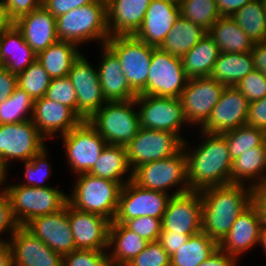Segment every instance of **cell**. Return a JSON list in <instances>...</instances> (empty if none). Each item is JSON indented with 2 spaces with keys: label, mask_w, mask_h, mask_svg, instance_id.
Instances as JSON below:
<instances>
[{
  "label": "cell",
  "mask_w": 266,
  "mask_h": 266,
  "mask_svg": "<svg viewBox=\"0 0 266 266\" xmlns=\"http://www.w3.org/2000/svg\"><path fill=\"white\" fill-rule=\"evenodd\" d=\"M135 98L128 101L106 102L88 122L109 145L127 146L140 129Z\"/></svg>",
  "instance_id": "5"
},
{
  "label": "cell",
  "mask_w": 266,
  "mask_h": 266,
  "mask_svg": "<svg viewBox=\"0 0 266 266\" xmlns=\"http://www.w3.org/2000/svg\"><path fill=\"white\" fill-rule=\"evenodd\" d=\"M8 170L9 169H7L0 160V186H2V183L6 181V173L8 172Z\"/></svg>",
  "instance_id": "61"
},
{
  "label": "cell",
  "mask_w": 266,
  "mask_h": 266,
  "mask_svg": "<svg viewBox=\"0 0 266 266\" xmlns=\"http://www.w3.org/2000/svg\"><path fill=\"white\" fill-rule=\"evenodd\" d=\"M180 16L208 31L221 17L216 0H182L179 4Z\"/></svg>",
  "instance_id": "41"
},
{
  "label": "cell",
  "mask_w": 266,
  "mask_h": 266,
  "mask_svg": "<svg viewBox=\"0 0 266 266\" xmlns=\"http://www.w3.org/2000/svg\"><path fill=\"white\" fill-rule=\"evenodd\" d=\"M230 17L253 43L266 41V13L263 0H252Z\"/></svg>",
  "instance_id": "38"
},
{
  "label": "cell",
  "mask_w": 266,
  "mask_h": 266,
  "mask_svg": "<svg viewBox=\"0 0 266 266\" xmlns=\"http://www.w3.org/2000/svg\"><path fill=\"white\" fill-rule=\"evenodd\" d=\"M151 0H109L107 26L110 36L134 35L141 27Z\"/></svg>",
  "instance_id": "27"
},
{
  "label": "cell",
  "mask_w": 266,
  "mask_h": 266,
  "mask_svg": "<svg viewBox=\"0 0 266 266\" xmlns=\"http://www.w3.org/2000/svg\"><path fill=\"white\" fill-rule=\"evenodd\" d=\"M65 147L66 158L72 173H88L101 152L106 147L107 142L101 134L88 122L83 120L70 132L62 135Z\"/></svg>",
  "instance_id": "11"
},
{
  "label": "cell",
  "mask_w": 266,
  "mask_h": 266,
  "mask_svg": "<svg viewBox=\"0 0 266 266\" xmlns=\"http://www.w3.org/2000/svg\"><path fill=\"white\" fill-rule=\"evenodd\" d=\"M77 177L72 193L67 195L68 203L78 210L101 215L113 222L122 185L89 173Z\"/></svg>",
  "instance_id": "4"
},
{
  "label": "cell",
  "mask_w": 266,
  "mask_h": 266,
  "mask_svg": "<svg viewBox=\"0 0 266 266\" xmlns=\"http://www.w3.org/2000/svg\"><path fill=\"white\" fill-rule=\"evenodd\" d=\"M93 0H42L43 7L55 18L74 8L91 3Z\"/></svg>",
  "instance_id": "52"
},
{
  "label": "cell",
  "mask_w": 266,
  "mask_h": 266,
  "mask_svg": "<svg viewBox=\"0 0 266 266\" xmlns=\"http://www.w3.org/2000/svg\"><path fill=\"white\" fill-rule=\"evenodd\" d=\"M259 245L263 247L266 255V230L261 229Z\"/></svg>",
  "instance_id": "62"
},
{
  "label": "cell",
  "mask_w": 266,
  "mask_h": 266,
  "mask_svg": "<svg viewBox=\"0 0 266 266\" xmlns=\"http://www.w3.org/2000/svg\"><path fill=\"white\" fill-rule=\"evenodd\" d=\"M252 0H216L220 16H231Z\"/></svg>",
  "instance_id": "58"
},
{
  "label": "cell",
  "mask_w": 266,
  "mask_h": 266,
  "mask_svg": "<svg viewBox=\"0 0 266 266\" xmlns=\"http://www.w3.org/2000/svg\"><path fill=\"white\" fill-rule=\"evenodd\" d=\"M185 152L182 148L169 158L137 167L132 172V181L139 187L164 193H168L170 188L180 185L175 192L173 191L172 196L190 191Z\"/></svg>",
  "instance_id": "7"
},
{
  "label": "cell",
  "mask_w": 266,
  "mask_h": 266,
  "mask_svg": "<svg viewBox=\"0 0 266 266\" xmlns=\"http://www.w3.org/2000/svg\"><path fill=\"white\" fill-rule=\"evenodd\" d=\"M168 1L173 2V3L177 4V5H179L182 0H168Z\"/></svg>",
  "instance_id": "63"
},
{
  "label": "cell",
  "mask_w": 266,
  "mask_h": 266,
  "mask_svg": "<svg viewBox=\"0 0 266 266\" xmlns=\"http://www.w3.org/2000/svg\"><path fill=\"white\" fill-rule=\"evenodd\" d=\"M249 101L236 86L225 87L208 120L200 127L206 133H224L246 124Z\"/></svg>",
  "instance_id": "18"
},
{
  "label": "cell",
  "mask_w": 266,
  "mask_h": 266,
  "mask_svg": "<svg viewBox=\"0 0 266 266\" xmlns=\"http://www.w3.org/2000/svg\"><path fill=\"white\" fill-rule=\"evenodd\" d=\"M91 64L81 53L73 62L68 73L76 92L77 114L86 121L106 103L102 94L97 67H92Z\"/></svg>",
  "instance_id": "16"
},
{
  "label": "cell",
  "mask_w": 266,
  "mask_h": 266,
  "mask_svg": "<svg viewBox=\"0 0 266 266\" xmlns=\"http://www.w3.org/2000/svg\"><path fill=\"white\" fill-rule=\"evenodd\" d=\"M7 241L13 266H62L63 256L50 249L25 226H19Z\"/></svg>",
  "instance_id": "20"
},
{
  "label": "cell",
  "mask_w": 266,
  "mask_h": 266,
  "mask_svg": "<svg viewBox=\"0 0 266 266\" xmlns=\"http://www.w3.org/2000/svg\"><path fill=\"white\" fill-rule=\"evenodd\" d=\"M5 242H8V241H6V239L4 240H2L1 238H0V247L5 243Z\"/></svg>",
  "instance_id": "64"
},
{
  "label": "cell",
  "mask_w": 266,
  "mask_h": 266,
  "mask_svg": "<svg viewBox=\"0 0 266 266\" xmlns=\"http://www.w3.org/2000/svg\"><path fill=\"white\" fill-rule=\"evenodd\" d=\"M78 45L70 41H58L37 54L36 60L53 78L68 76L73 62L81 55Z\"/></svg>",
  "instance_id": "36"
},
{
  "label": "cell",
  "mask_w": 266,
  "mask_h": 266,
  "mask_svg": "<svg viewBox=\"0 0 266 266\" xmlns=\"http://www.w3.org/2000/svg\"><path fill=\"white\" fill-rule=\"evenodd\" d=\"M37 54L13 24L0 36V66L18 75L36 60Z\"/></svg>",
  "instance_id": "28"
},
{
  "label": "cell",
  "mask_w": 266,
  "mask_h": 266,
  "mask_svg": "<svg viewBox=\"0 0 266 266\" xmlns=\"http://www.w3.org/2000/svg\"><path fill=\"white\" fill-rule=\"evenodd\" d=\"M130 170L126 147L107 144L88 173L96 177L119 182L124 186L128 181L132 180V172H129ZM127 172L129 177L125 181L123 178Z\"/></svg>",
  "instance_id": "33"
},
{
  "label": "cell",
  "mask_w": 266,
  "mask_h": 266,
  "mask_svg": "<svg viewBox=\"0 0 266 266\" xmlns=\"http://www.w3.org/2000/svg\"><path fill=\"white\" fill-rule=\"evenodd\" d=\"M201 132L204 140L197 148L190 150L187 142H183V149L188 151L185 155L190 190L230 184L232 159L225 137L220 133Z\"/></svg>",
  "instance_id": "1"
},
{
  "label": "cell",
  "mask_w": 266,
  "mask_h": 266,
  "mask_svg": "<svg viewBox=\"0 0 266 266\" xmlns=\"http://www.w3.org/2000/svg\"><path fill=\"white\" fill-rule=\"evenodd\" d=\"M59 41L80 43L98 40L105 45L110 38L107 26V2L93 0L56 17Z\"/></svg>",
  "instance_id": "3"
},
{
  "label": "cell",
  "mask_w": 266,
  "mask_h": 266,
  "mask_svg": "<svg viewBox=\"0 0 266 266\" xmlns=\"http://www.w3.org/2000/svg\"><path fill=\"white\" fill-rule=\"evenodd\" d=\"M25 42L38 54L59 41L56 18L43 5L14 21Z\"/></svg>",
  "instance_id": "25"
},
{
  "label": "cell",
  "mask_w": 266,
  "mask_h": 266,
  "mask_svg": "<svg viewBox=\"0 0 266 266\" xmlns=\"http://www.w3.org/2000/svg\"><path fill=\"white\" fill-rule=\"evenodd\" d=\"M69 223L76 249L107 250L111 221L69 204Z\"/></svg>",
  "instance_id": "22"
},
{
  "label": "cell",
  "mask_w": 266,
  "mask_h": 266,
  "mask_svg": "<svg viewBox=\"0 0 266 266\" xmlns=\"http://www.w3.org/2000/svg\"><path fill=\"white\" fill-rule=\"evenodd\" d=\"M266 142L258 147L246 150L232 161L230 184H245L250 187L266 181ZM264 174V175H263ZM251 179V180H250ZM244 180V182H243Z\"/></svg>",
  "instance_id": "30"
},
{
  "label": "cell",
  "mask_w": 266,
  "mask_h": 266,
  "mask_svg": "<svg viewBox=\"0 0 266 266\" xmlns=\"http://www.w3.org/2000/svg\"><path fill=\"white\" fill-rule=\"evenodd\" d=\"M201 222V193L190 190L170 198L162 218V231L193 236L202 231Z\"/></svg>",
  "instance_id": "17"
},
{
  "label": "cell",
  "mask_w": 266,
  "mask_h": 266,
  "mask_svg": "<svg viewBox=\"0 0 266 266\" xmlns=\"http://www.w3.org/2000/svg\"><path fill=\"white\" fill-rule=\"evenodd\" d=\"M183 142L175 133L140 127L135 138L126 146L131 172L143 164L173 156L183 148Z\"/></svg>",
  "instance_id": "9"
},
{
  "label": "cell",
  "mask_w": 266,
  "mask_h": 266,
  "mask_svg": "<svg viewBox=\"0 0 266 266\" xmlns=\"http://www.w3.org/2000/svg\"><path fill=\"white\" fill-rule=\"evenodd\" d=\"M260 233L259 213L255 205L251 203L237 217V220L231 226V230L219 244V248L239 260L238 256L252 249L256 246L255 244H259Z\"/></svg>",
  "instance_id": "24"
},
{
  "label": "cell",
  "mask_w": 266,
  "mask_h": 266,
  "mask_svg": "<svg viewBox=\"0 0 266 266\" xmlns=\"http://www.w3.org/2000/svg\"><path fill=\"white\" fill-rule=\"evenodd\" d=\"M101 61L98 68L99 82L106 102L128 101L138 94L130 87L116 55L102 45Z\"/></svg>",
  "instance_id": "26"
},
{
  "label": "cell",
  "mask_w": 266,
  "mask_h": 266,
  "mask_svg": "<svg viewBox=\"0 0 266 266\" xmlns=\"http://www.w3.org/2000/svg\"><path fill=\"white\" fill-rule=\"evenodd\" d=\"M62 266H113L104 250L76 249L63 255Z\"/></svg>",
  "instance_id": "44"
},
{
  "label": "cell",
  "mask_w": 266,
  "mask_h": 266,
  "mask_svg": "<svg viewBox=\"0 0 266 266\" xmlns=\"http://www.w3.org/2000/svg\"><path fill=\"white\" fill-rule=\"evenodd\" d=\"M221 134L226 139L232 161L246 150L261 146L266 142V132L264 130L247 124Z\"/></svg>",
  "instance_id": "39"
},
{
  "label": "cell",
  "mask_w": 266,
  "mask_h": 266,
  "mask_svg": "<svg viewBox=\"0 0 266 266\" xmlns=\"http://www.w3.org/2000/svg\"><path fill=\"white\" fill-rule=\"evenodd\" d=\"M149 243L123 223L111 222L109 228L108 251L113 266H126ZM114 247V248H113Z\"/></svg>",
  "instance_id": "29"
},
{
  "label": "cell",
  "mask_w": 266,
  "mask_h": 266,
  "mask_svg": "<svg viewBox=\"0 0 266 266\" xmlns=\"http://www.w3.org/2000/svg\"><path fill=\"white\" fill-rule=\"evenodd\" d=\"M17 86V75L0 66V104L13 94Z\"/></svg>",
  "instance_id": "55"
},
{
  "label": "cell",
  "mask_w": 266,
  "mask_h": 266,
  "mask_svg": "<svg viewBox=\"0 0 266 266\" xmlns=\"http://www.w3.org/2000/svg\"><path fill=\"white\" fill-rule=\"evenodd\" d=\"M246 186L228 184L200 191L202 232L218 245L227 236L237 217L252 203V188Z\"/></svg>",
  "instance_id": "2"
},
{
  "label": "cell",
  "mask_w": 266,
  "mask_h": 266,
  "mask_svg": "<svg viewBox=\"0 0 266 266\" xmlns=\"http://www.w3.org/2000/svg\"><path fill=\"white\" fill-rule=\"evenodd\" d=\"M51 79L43 66L35 60L17 75V84L36 100L46 95Z\"/></svg>",
  "instance_id": "42"
},
{
  "label": "cell",
  "mask_w": 266,
  "mask_h": 266,
  "mask_svg": "<svg viewBox=\"0 0 266 266\" xmlns=\"http://www.w3.org/2000/svg\"><path fill=\"white\" fill-rule=\"evenodd\" d=\"M219 245L206 233L190 236L185 244L170 256V266H197L205 261Z\"/></svg>",
  "instance_id": "37"
},
{
  "label": "cell",
  "mask_w": 266,
  "mask_h": 266,
  "mask_svg": "<svg viewBox=\"0 0 266 266\" xmlns=\"http://www.w3.org/2000/svg\"><path fill=\"white\" fill-rule=\"evenodd\" d=\"M254 69L251 51L220 53L210 77L225 87H232Z\"/></svg>",
  "instance_id": "35"
},
{
  "label": "cell",
  "mask_w": 266,
  "mask_h": 266,
  "mask_svg": "<svg viewBox=\"0 0 266 266\" xmlns=\"http://www.w3.org/2000/svg\"><path fill=\"white\" fill-rule=\"evenodd\" d=\"M188 78L181 59L160 48L153 50L146 87L139 93L160 97L179 98Z\"/></svg>",
  "instance_id": "10"
},
{
  "label": "cell",
  "mask_w": 266,
  "mask_h": 266,
  "mask_svg": "<svg viewBox=\"0 0 266 266\" xmlns=\"http://www.w3.org/2000/svg\"><path fill=\"white\" fill-rule=\"evenodd\" d=\"M47 149L44 147L38 154H36L30 161L24 162L25 164V183L22 182L20 185L30 187H49V185L42 183L51 175L52 167L47 161Z\"/></svg>",
  "instance_id": "43"
},
{
  "label": "cell",
  "mask_w": 266,
  "mask_h": 266,
  "mask_svg": "<svg viewBox=\"0 0 266 266\" xmlns=\"http://www.w3.org/2000/svg\"><path fill=\"white\" fill-rule=\"evenodd\" d=\"M8 12L10 19L14 22L23 15L42 6V0H1Z\"/></svg>",
  "instance_id": "50"
},
{
  "label": "cell",
  "mask_w": 266,
  "mask_h": 266,
  "mask_svg": "<svg viewBox=\"0 0 266 266\" xmlns=\"http://www.w3.org/2000/svg\"><path fill=\"white\" fill-rule=\"evenodd\" d=\"M45 97L68 106L77 113L76 92L68 76L51 79Z\"/></svg>",
  "instance_id": "45"
},
{
  "label": "cell",
  "mask_w": 266,
  "mask_h": 266,
  "mask_svg": "<svg viewBox=\"0 0 266 266\" xmlns=\"http://www.w3.org/2000/svg\"><path fill=\"white\" fill-rule=\"evenodd\" d=\"M45 140L32 120L0 124V160L7 169L12 160L28 162L46 147Z\"/></svg>",
  "instance_id": "12"
},
{
  "label": "cell",
  "mask_w": 266,
  "mask_h": 266,
  "mask_svg": "<svg viewBox=\"0 0 266 266\" xmlns=\"http://www.w3.org/2000/svg\"><path fill=\"white\" fill-rule=\"evenodd\" d=\"M123 224L149 242L158 241L162 231V219L152 216L132 218L126 220Z\"/></svg>",
  "instance_id": "47"
},
{
  "label": "cell",
  "mask_w": 266,
  "mask_h": 266,
  "mask_svg": "<svg viewBox=\"0 0 266 266\" xmlns=\"http://www.w3.org/2000/svg\"><path fill=\"white\" fill-rule=\"evenodd\" d=\"M138 107L140 127L163 130L177 134L181 139V126L188 122L179 98L138 94L135 98Z\"/></svg>",
  "instance_id": "13"
},
{
  "label": "cell",
  "mask_w": 266,
  "mask_h": 266,
  "mask_svg": "<svg viewBox=\"0 0 266 266\" xmlns=\"http://www.w3.org/2000/svg\"><path fill=\"white\" fill-rule=\"evenodd\" d=\"M119 59L130 87L139 94L147 85L154 47L134 35L110 36L105 44Z\"/></svg>",
  "instance_id": "8"
},
{
  "label": "cell",
  "mask_w": 266,
  "mask_h": 266,
  "mask_svg": "<svg viewBox=\"0 0 266 266\" xmlns=\"http://www.w3.org/2000/svg\"><path fill=\"white\" fill-rule=\"evenodd\" d=\"M264 5H265V13H266V0H263Z\"/></svg>",
  "instance_id": "65"
},
{
  "label": "cell",
  "mask_w": 266,
  "mask_h": 266,
  "mask_svg": "<svg viewBox=\"0 0 266 266\" xmlns=\"http://www.w3.org/2000/svg\"><path fill=\"white\" fill-rule=\"evenodd\" d=\"M0 191V235L4 232L9 231V236H12L13 233L19 227V224L16 222L11 206V200L8 194L6 193V187L1 188Z\"/></svg>",
  "instance_id": "49"
},
{
  "label": "cell",
  "mask_w": 266,
  "mask_h": 266,
  "mask_svg": "<svg viewBox=\"0 0 266 266\" xmlns=\"http://www.w3.org/2000/svg\"><path fill=\"white\" fill-rule=\"evenodd\" d=\"M246 124L266 132V96L249 103Z\"/></svg>",
  "instance_id": "51"
},
{
  "label": "cell",
  "mask_w": 266,
  "mask_h": 266,
  "mask_svg": "<svg viewBox=\"0 0 266 266\" xmlns=\"http://www.w3.org/2000/svg\"><path fill=\"white\" fill-rule=\"evenodd\" d=\"M33 107L34 100L31 96L17 86L13 94L0 104V124H13L31 120Z\"/></svg>",
  "instance_id": "40"
},
{
  "label": "cell",
  "mask_w": 266,
  "mask_h": 266,
  "mask_svg": "<svg viewBox=\"0 0 266 266\" xmlns=\"http://www.w3.org/2000/svg\"><path fill=\"white\" fill-rule=\"evenodd\" d=\"M206 34L207 31L203 27L179 16L166 35L160 49L181 58Z\"/></svg>",
  "instance_id": "34"
},
{
  "label": "cell",
  "mask_w": 266,
  "mask_h": 266,
  "mask_svg": "<svg viewBox=\"0 0 266 266\" xmlns=\"http://www.w3.org/2000/svg\"><path fill=\"white\" fill-rule=\"evenodd\" d=\"M13 24L14 22L10 19L3 2L0 0V36Z\"/></svg>",
  "instance_id": "59"
},
{
  "label": "cell",
  "mask_w": 266,
  "mask_h": 266,
  "mask_svg": "<svg viewBox=\"0 0 266 266\" xmlns=\"http://www.w3.org/2000/svg\"><path fill=\"white\" fill-rule=\"evenodd\" d=\"M220 50L208 33L184 56L181 62L188 79L210 77Z\"/></svg>",
  "instance_id": "32"
},
{
  "label": "cell",
  "mask_w": 266,
  "mask_h": 266,
  "mask_svg": "<svg viewBox=\"0 0 266 266\" xmlns=\"http://www.w3.org/2000/svg\"><path fill=\"white\" fill-rule=\"evenodd\" d=\"M31 120L45 139L54 138L57 132L65 135L83 121L72 108L45 96L34 100Z\"/></svg>",
  "instance_id": "21"
},
{
  "label": "cell",
  "mask_w": 266,
  "mask_h": 266,
  "mask_svg": "<svg viewBox=\"0 0 266 266\" xmlns=\"http://www.w3.org/2000/svg\"><path fill=\"white\" fill-rule=\"evenodd\" d=\"M236 87L249 102L262 99L266 96V76L254 69Z\"/></svg>",
  "instance_id": "48"
},
{
  "label": "cell",
  "mask_w": 266,
  "mask_h": 266,
  "mask_svg": "<svg viewBox=\"0 0 266 266\" xmlns=\"http://www.w3.org/2000/svg\"><path fill=\"white\" fill-rule=\"evenodd\" d=\"M25 227L62 256L76 250L69 223L68 202L59 212L35 217Z\"/></svg>",
  "instance_id": "19"
},
{
  "label": "cell",
  "mask_w": 266,
  "mask_h": 266,
  "mask_svg": "<svg viewBox=\"0 0 266 266\" xmlns=\"http://www.w3.org/2000/svg\"><path fill=\"white\" fill-rule=\"evenodd\" d=\"M13 216L19 226H25L33 218L50 215L62 210L68 202L67 195L54 187L6 186Z\"/></svg>",
  "instance_id": "6"
},
{
  "label": "cell",
  "mask_w": 266,
  "mask_h": 266,
  "mask_svg": "<svg viewBox=\"0 0 266 266\" xmlns=\"http://www.w3.org/2000/svg\"><path fill=\"white\" fill-rule=\"evenodd\" d=\"M170 255L158 241L147 246L126 266H170Z\"/></svg>",
  "instance_id": "46"
},
{
  "label": "cell",
  "mask_w": 266,
  "mask_h": 266,
  "mask_svg": "<svg viewBox=\"0 0 266 266\" xmlns=\"http://www.w3.org/2000/svg\"><path fill=\"white\" fill-rule=\"evenodd\" d=\"M225 86L211 77L188 79L179 99L188 124L202 126L209 118Z\"/></svg>",
  "instance_id": "15"
},
{
  "label": "cell",
  "mask_w": 266,
  "mask_h": 266,
  "mask_svg": "<svg viewBox=\"0 0 266 266\" xmlns=\"http://www.w3.org/2000/svg\"><path fill=\"white\" fill-rule=\"evenodd\" d=\"M251 54L255 70L266 76V41L254 43Z\"/></svg>",
  "instance_id": "57"
},
{
  "label": "cell",
  "mask_w": 266,
  "mask_h": 266,
  "mask_svg": "<svg viewBox=\"0 0 266 266\" xmlns=\"http://www.w3.org/2000/svg\"><path fill=\"white\" fill-rule=\"evenodd\" d=\"M252 203L259 213L261 229L266 230V181L252 187Z\"/></svg>",
  "instance_id": "54"
},
{
  "label": "cell",
  "mask_w": 266,
  "mask_h": 266,
  "mask_svg": "<svg viewBox=\"0 0 266 266\" xmlns=\"http://www.w3.org/2000/svg\"><path fill=\"white\" fill-rule=\"evenodd\" d=\"M0 266H13L12 251L8 242L0 247Z\"/></svg>",
  "instance_id": "60"
},
{
  "label": "cell",
  "mask_w": 266,
  "mask_h": 266,
  "mask_svg": "<svg viewBox=\"0 0 266 266\" xmlns=\"http://www.w3.org/2000/svg\"><path fill=\"white\" fill-rule=\"evenodd\" d=\"M179 16V5L168 0H151L142 25L134 36L151 47L160 48Z\"/></svg>",
  "instance_id": "23"
},
{
  "label": "cell",
  "mask_w": 266,
  "mask_h": 266,
  "mask_svg": "<svg viewBox=\"0 0 266 266\" xmlns=\"http://www.w3.org/2000/svg\"><path fill=\"white\" fill-rule=\"evenodd\" d=\"M190 236L183 233H172L171 231H161L158 242L171 256L181 245L185 244Z\"/></svg>",
  "instance_id": "53"
},
{
  "label": "cell",
  "mask_w": 266,
  "mask_h": 266,
  "mask_svg": "<svg viewBox=\"0 0 266 266\" xmlns=\"http://www.w3.org/2000/svg\"><path fill=\"white\" fill-rule=\"evenodd\" d=\"M139 187L132 180L128 181L119 194L118 208L114 218L116 223L126 220L152 216L162 219L172 195Z\"/></svg>",
  "instance_id": "14"
},
{
  "label": "cell",
  "mask_w": 266,
  "mask_h": 266,
  "mask_svg": "<svg viewBox=\"0 0 266 266\" xmlns=\"http://www.w3.org/2000/svg\"><path fill=\"white\" fill-rule=\"evenodd\" d=\"M237 260L219 247L203 262L197 266H237Z\"/></svg>",
  "instance_id": "56"
},
{
  "label": "cell",
  "mask_w": 266,
  "mask_h": 266,
  "mask_svg": "<svg viewBox=\"0 0 266 266\" xmlns=\"http://www.w3.org/2000/svg\"><path fill=\"white\" fill-rule=\"evenodd\" d=\"M207 33L221 53H244L253 49V41L230 16H221Z\"/></svg>",
  "instance_id": "31"
}]
</instances>
